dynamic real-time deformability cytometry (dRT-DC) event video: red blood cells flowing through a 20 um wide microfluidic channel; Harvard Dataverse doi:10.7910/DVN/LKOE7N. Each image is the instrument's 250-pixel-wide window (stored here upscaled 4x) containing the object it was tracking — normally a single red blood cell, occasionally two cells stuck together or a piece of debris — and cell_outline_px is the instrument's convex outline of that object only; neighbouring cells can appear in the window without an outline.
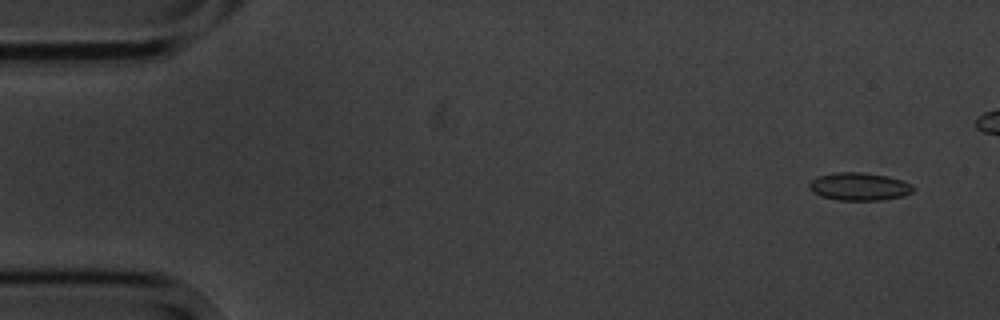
{"species": "common noctule bat (a hibernating species)", "species_latin": "Nyctalus noctula", "temperature_condition": "cold", "stored_images_in_passage": 10, "segment_of_instrument_passage": [1, 2], "camera_frame_rate_fps": 3000, "um_per_image_px": 0.085, "animal": {"sex": "male", "body_mass_g": 20.1, "forearm_length_mm": 53.5}, "frame": {"image": 1, "passage_image": 2, "time_ms": 1.0, "image_size_px": [1000, 320], "cell_outline_px": [[916, 188], [912, 192], [904, 196], [880, 200], [836, 200], [820, 196], [812, 192], [808, 188], [808, 184], [812, 180], [820, 176], [836, 172], [860, 172], [888, 176], [912, 184]], "centroid_in_image_um": [73.03, 15.86], "position_along_channel_um": 12.0, "area_um2": 16.94}}
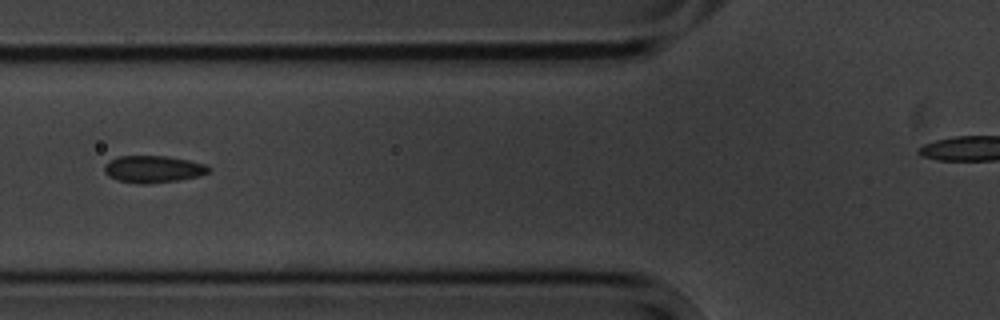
{"frame": {"image": 2, "passage_image": 7, "time_ms": 7.0, "image_size_px": [1000, 320], "cell_outline_px": [[212, 168], [208, 172], [200, 176], [176, 180], [148, 184], [136, 184], [116, 180], [108, 176], [104, 172], [104, 164], [116, 156], [168, 156], [188, 160], [204, 164]], "centroid_in_image_um": [12.98, 14.38], "position_along_channel_um": 112.8, "area_um2": 16.59}}
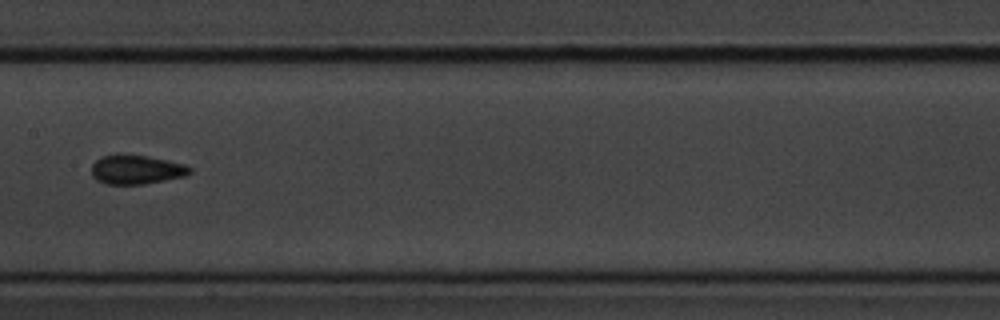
{"frame": {"image": 3, "passage_image": 9, "time_ms": 9.333, "image_size_px": [1000, 320], "cell_outline_px": [[192, 172], [184, 176], [144, 184], [108, 184], [96, 180], [92, 176], [92, 164], [100, 156], [116, 152], [120, 152], [148, 156], [168, 160], [184, 164], [192, 168]], "centroid_in_image_um": [11.55, 14.38], "position_along_channel_um": 195.9, "area_um2": 17.11}}